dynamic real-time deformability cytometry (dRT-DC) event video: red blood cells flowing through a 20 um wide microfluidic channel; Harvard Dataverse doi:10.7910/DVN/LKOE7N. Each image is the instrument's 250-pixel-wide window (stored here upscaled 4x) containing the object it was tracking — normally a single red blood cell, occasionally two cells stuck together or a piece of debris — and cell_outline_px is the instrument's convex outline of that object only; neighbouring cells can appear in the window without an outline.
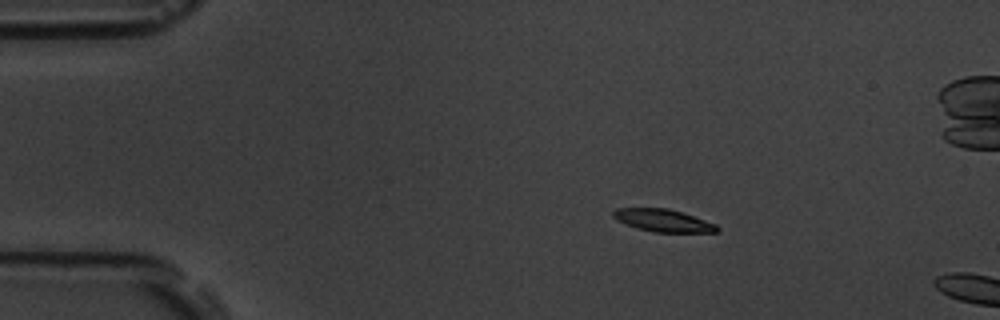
{"species": "common noctule bat (a hibernating species)", "species_latin": "Nyctalus noctula", "temperature_condition": "room temperature", "stored_images_in_passage": 14, "camera_frame_rate_fps": 3000, "um_per_image_px": 0.085, "animal": {"sex": "male", "body_mass_g": 19.5, "forearm_length_mm": 54.6}, "frame": {"image": 1, "passage_image": 10, "time_ms": 3.0, "image_size_px": [1000, 320], "cell_outline_px": [[720, 228], [716, 232], [652, 232], [636, 228], [616, 220], [612, 216], [612, 212], [616, 208], [668, 208], [684, 212], [716, 224]], "centroid_in_image_um": [56.36, 18.73], "position_along_channel_um": 28.6, "area_um2": 13.76}}